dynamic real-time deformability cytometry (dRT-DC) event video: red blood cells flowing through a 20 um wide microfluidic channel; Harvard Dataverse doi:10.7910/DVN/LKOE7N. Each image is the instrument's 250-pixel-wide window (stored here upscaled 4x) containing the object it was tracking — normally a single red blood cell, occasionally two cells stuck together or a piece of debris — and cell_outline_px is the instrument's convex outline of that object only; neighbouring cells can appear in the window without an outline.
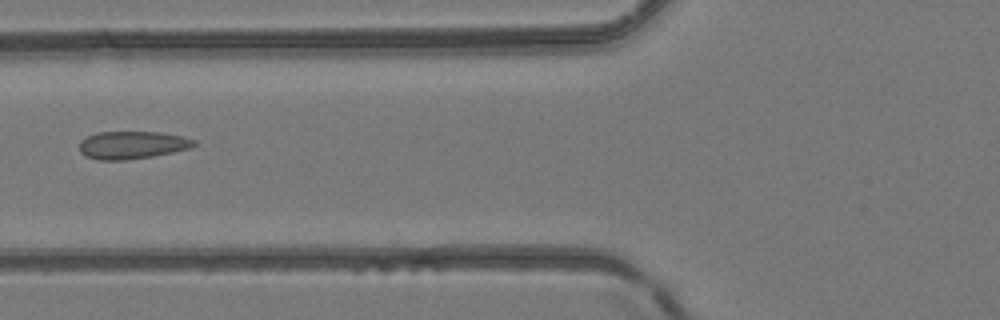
{"species": "common noctule bat (a hibernating species)", "species_latin": "Nyctalus noctula", "temperature_condition": "room temperature", "stored_images_in_passage": 6, "camera_frame_rate_fps": 3000, "um_per_image_px": 0.085, "animal": {"sex": "female", "body_mass_g": 24.6, "forearm_length_mm": 56.2}, "frame": {"image": 1, "passage_image": 6, "time_ms": 6.0, "image_size_px": [1000, 320], "cell_outline_px": [[196, 144], [188, 148], [172, 152], [152, 156], [124, 160], [96, 160], [84, 156], [80, 152], [80, 140], [96, 132], [160, 132], [184, 136], [196, 140]], "centroid_in_image_um": [11.21, 12.32], "position_along_channel_um": 114.6, "area_um2": 18.55}}